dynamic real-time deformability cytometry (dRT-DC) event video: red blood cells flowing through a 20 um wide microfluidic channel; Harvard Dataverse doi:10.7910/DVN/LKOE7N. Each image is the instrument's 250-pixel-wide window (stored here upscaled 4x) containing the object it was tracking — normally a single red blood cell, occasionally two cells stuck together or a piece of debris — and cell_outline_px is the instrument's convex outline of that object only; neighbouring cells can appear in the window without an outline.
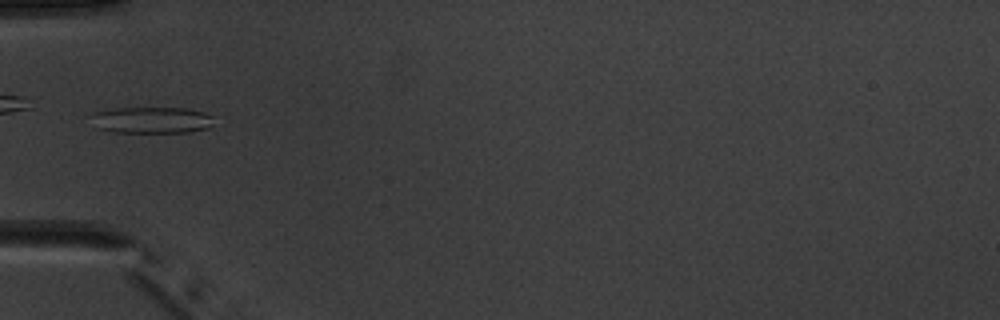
{"species": "common noctule bat (a hibernating species)", "species_latin": "Nyctalus noctula", "temperature_condition": "warm", "stored_images_in_passage": 1, "camera_frame_rate_fps": 3000, "um_per_image_px": 0.085, "animal": {"sex": "male", "body_mass_g": 20.1, "forearm_length_mm": 53.5}, "frame": {"image": 1, "passage_image": 1, "time_ms": 0.0, "image_size_px": [1000, 320], "cell_outline_px": [[212, 124], [208, 128], [188, 132], [112, 132], [92, 128], [88, 116], [96, 112], [116, 108], [188, 108], [204, 112], [212, 116]], "centroid_in_image_um": [12.79, 10.21], "position_along_channel_um": 72.2, "area_um2": 19.25}}